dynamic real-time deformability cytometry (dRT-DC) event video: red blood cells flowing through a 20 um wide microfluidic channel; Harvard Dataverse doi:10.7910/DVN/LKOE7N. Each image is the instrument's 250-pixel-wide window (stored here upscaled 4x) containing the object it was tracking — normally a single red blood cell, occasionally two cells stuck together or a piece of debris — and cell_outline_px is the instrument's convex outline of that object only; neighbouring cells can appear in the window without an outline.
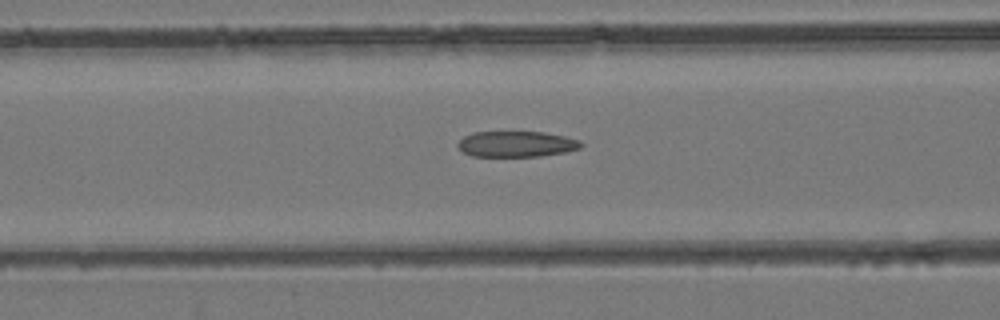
{"species": "common noctule bat (a hibernating species)", "species_latin": "Nyctalus noctula", "temperature_condition": "room temperature", "stored_images_in_passage": 45, "camera_frame_rate_fps": 3000, "um_per_image_px": 0.085, "animal": {"sex": "female", "body_mass_g": 24.6, "forearm_length_mm": 56.2}, "frame": {"image": 1, "passage_image": 17, "time_ms": 5.333, "image_size_px": [1000, 320], "cell_outline_px": [[584, 144], [580, 148], [564, 152], [540, 156], [472, 156], [464, 152], [456, 144], [464, 136], [472, 132], [544, 132], [564, 136], [580, 140]], "centroid_in_image_um": [43.9, 12.24], "position_along_channel_um": 122.7, "area_um2": 18.44}}
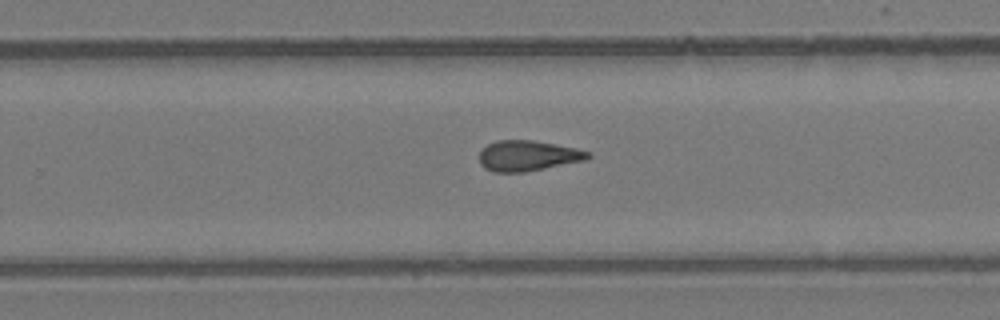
{"frame": {"image": 2, "passage_image": 28, "time_ms": 9.0, "image_size_px": [1000, 320], "cell_outline_px": [[592, 156], [584, 160], [524, 172], [496, 172], [484, 168], [480, 164], [480, 152], [488, 144], [496, 140], [532, 140], [556, 144], [576, 148], [592, 152]], "centroid_in_image_um": [44.87, 13.23], "position_along_channel_um": 284.9, "area_um2": 19.19}}
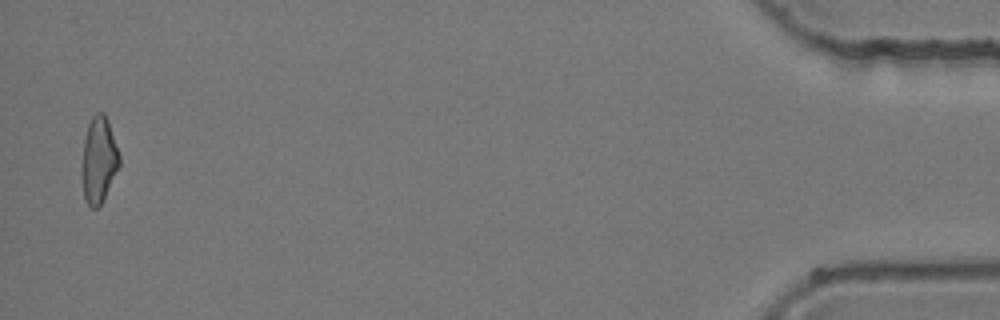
{"frame": {"image": 3, "passage_image": 44, "time_ms": 14.333, "image_size_px": [1000, 320], "cell_outline_px": [[120, 164], [100, 204], [96, 208], [92, 208], [88, 204], [84, 196], [84, 140], [88, 124], [92, 116], [96, 112], [104, 112], [108, 120], [120, 156]], "centroid_in_image_um": [8.43, 13.52], "position_along_channel_um": 426.8, "area_um2": 17.92}}